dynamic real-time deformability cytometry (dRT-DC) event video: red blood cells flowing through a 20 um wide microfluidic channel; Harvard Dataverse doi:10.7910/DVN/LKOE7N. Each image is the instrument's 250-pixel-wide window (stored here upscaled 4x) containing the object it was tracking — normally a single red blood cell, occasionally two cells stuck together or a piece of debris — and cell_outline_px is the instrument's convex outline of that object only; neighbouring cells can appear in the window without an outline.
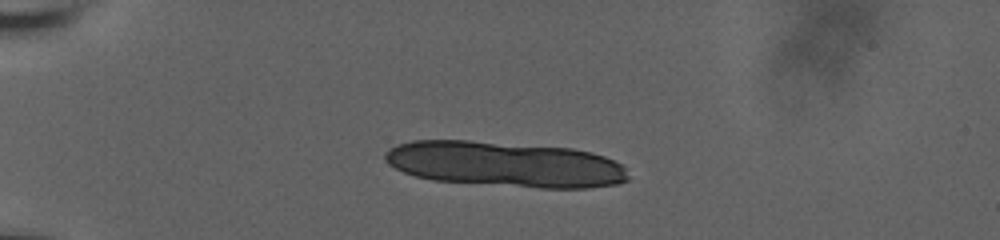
{"species": "human", "species_latin": "Homo sapiens", "temperature_condition": "room temperature", "stored_images_in_passage": 6, "segment_of_instrument_passage": [1, 2], "camera_frame_rate_fps": 3000, "um_per_image_px": 0.085, "donor": {"sex": "male"}, "frame": {"image": 1, "passage_image": 1, "time_ms": 0.0, "image_size_px": [1000, 240], "cell_outline_px": [[628, 180], [616, 184], [588, 188], [540, 188], [432, 180], [416, 176], [404, 172], [388, 164], [384, 160], [384, 152], [388, 148], [396, 144], [412, 140], [468, 140], [572, 148], [592, 152], [604, 156], [620, 164], [624, 168], [628, 176]], "centroid_in_image_um": [42.89, 13.95], "position_along_channel_um": 42.1, "area_um2": 64.62}}